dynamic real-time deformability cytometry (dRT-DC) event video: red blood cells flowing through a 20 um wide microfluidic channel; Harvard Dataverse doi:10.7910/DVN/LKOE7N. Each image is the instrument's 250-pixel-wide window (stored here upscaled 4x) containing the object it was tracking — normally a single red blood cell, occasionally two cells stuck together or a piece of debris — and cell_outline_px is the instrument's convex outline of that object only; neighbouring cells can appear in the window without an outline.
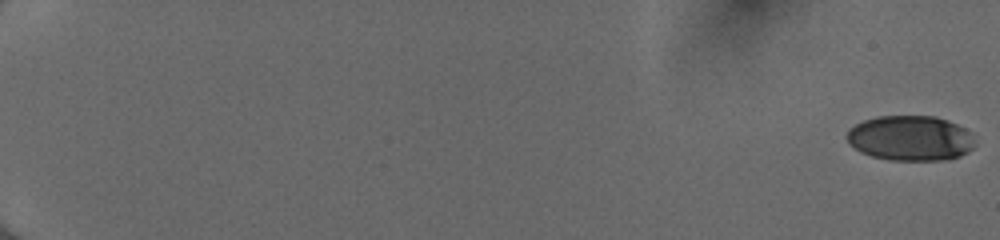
{"species": "human", "species_latin": "Homo sapiens", "temperature_condition": "cold", "stored_images_in_passage": 54, "camera_frame_rate_fps": 3000, "um_per_image_px": 0.085, "donor": {"sex": "female"}, "frame": {"image": 1, "passage_image": 1, "time_ms": 0.0, "image_size_px": [1000, 240], "cell_outline_px": [[976, 144], [968, 152], [960, 156], [944, 160], [892, 160], [872, 156], [860, 152], [848, 144], [844, 136], [848, 128], [864, 120], [876, 116], [936, 116], [948, 120], [964, 128]], "centroid_in_image_um": [77.32, 11.74], "position_along_channel_um": 7.7, "area_um2": 33.87}}
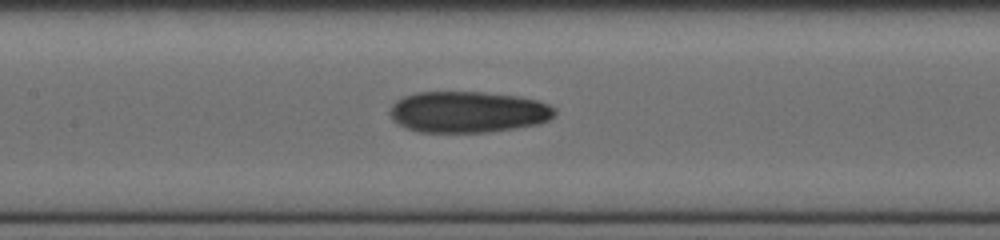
{"frame": {"image": 2, "passage_image": 30, "time_ms": 9.667, "image_size_px": [1000, 240], "cell_outline_px": [[556, 112], [548, 120], [540, 124], [516, 128], [488, 132], [420, 132], [404, 128], [392, 120], [392, 104], [396, 100], [404, 96], [416, 92], [484, 92], [516, 96], [536, 100], [548, 104], [556, 108]], "centroid_in_image_um": [39.78, 9.52], "position_along_channel_um": 167.6, "area_um2": 39.71}}
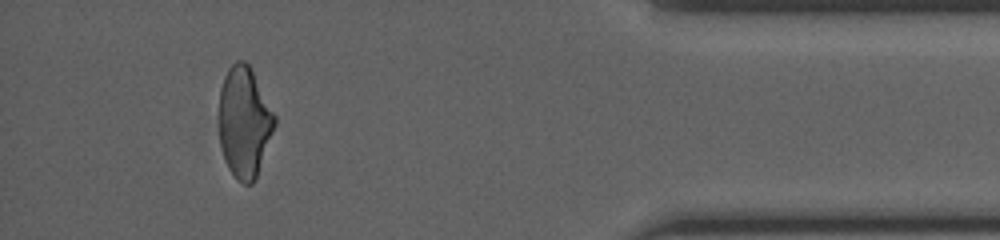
{"frame": {"image": 3, "passage_image": 51, "time_ms": 16.667, "image_size_px": [1000, 240], "cell_outline_px": [[276, 124], [256, 176], [252, 184], [244, 184], [236, 180], [228, 168], [224, 160], [220, 144], [220, 88], [224, 76], [228, 68], [236, 60], [244, 60], [252, 68], [276, 116]], "centroid_in_image_um": [20.77, 10.36], "position_along_channel_um": 414.4, "area_um2": 35.95}, "authors_computed_cell_mechanics": {"area_um2": 37.0209, "velocity_mm_per_s": 4.0681, "shape_relaxation_time_tau1_ms": null, "shape_relaxation_time_tau2_ms": 3.1398, "deformation_change_tau1": null, "deformation_change_tau2": 0.1068}}